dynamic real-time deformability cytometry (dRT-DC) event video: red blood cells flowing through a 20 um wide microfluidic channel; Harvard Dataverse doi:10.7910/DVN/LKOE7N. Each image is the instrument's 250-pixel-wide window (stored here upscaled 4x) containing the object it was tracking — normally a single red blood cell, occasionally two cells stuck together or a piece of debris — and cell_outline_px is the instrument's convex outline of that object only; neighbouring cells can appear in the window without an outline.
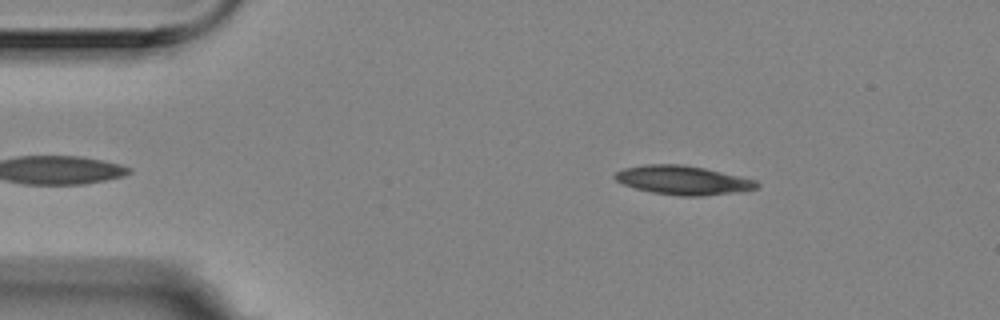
{"species": "Egyptian fruit bat (a non-hibernating species)", "species_latin": "Rousettus aegyptiacus", "temperature_condition": "room temperature", "stored_images_in_passage": 4, "camera_frame_rate_fps": 3000, "um_per_image_px": 0.085, "animal": {"sex": "female"}, "frame": {"image": 1, "passage_image": 2, "time_ms": 0.333, "image_size_px": [1000, 320], "cell_outline_px": [[760, 184], [756, 188], [740, 192], [700, 196], [680, 196], [652, 192], [636, 188], [624, 184], [616, 180], [612, 176], [616, 172], [624, 168], [644, 164], [680, 164], [704, 168], [756, 180]], "centroid_in_image_um": [58.05, 15.31], "position_along_channel_um": 27.0, "area_um2": 23.81}}
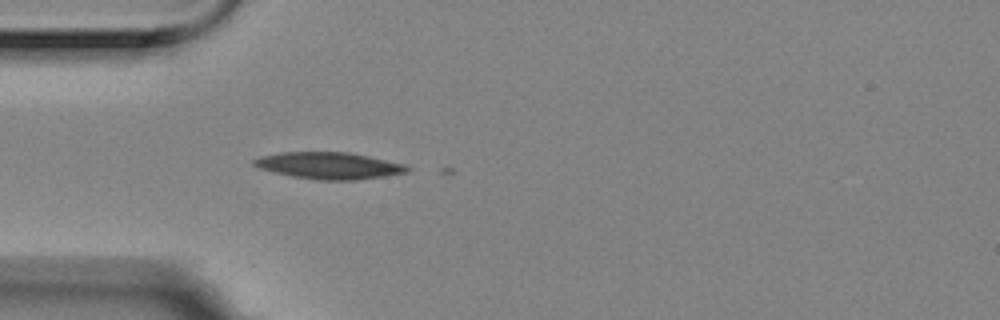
{"frame": {"image": 2, "passage_image": 4, "time_ms": 1.0, "image_size_px": [1000, 320], "cell_outline_px": [[412, 168], [408, 172], [384, 176], [356, 180], [320, 180], [292, 176], [260, 168], [252, 164], [252, 160], [260, 156], [280, 152], [348, 152], [368, 156], [404, 164]], "centroid_in_image_um": [27.97, 14.07], "position_along_channel_um": 57.0, "area_um2": 23.76}}